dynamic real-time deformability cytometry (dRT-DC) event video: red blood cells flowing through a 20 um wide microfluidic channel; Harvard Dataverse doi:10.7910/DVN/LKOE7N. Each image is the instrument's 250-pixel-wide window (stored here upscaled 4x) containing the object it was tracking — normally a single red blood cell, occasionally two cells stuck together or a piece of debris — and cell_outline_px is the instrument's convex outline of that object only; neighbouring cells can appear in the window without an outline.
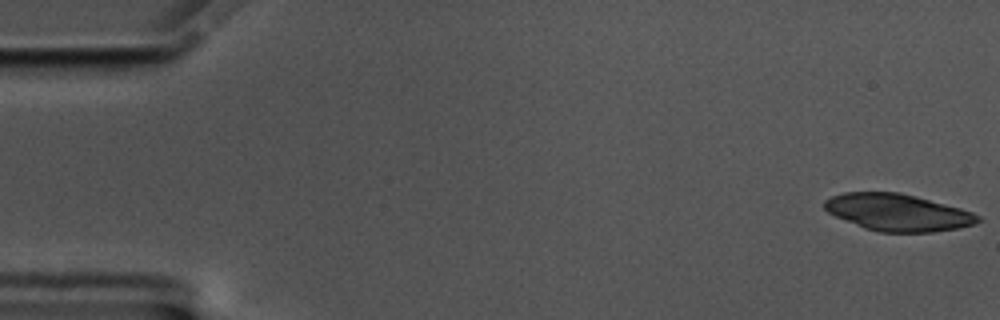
{"species": "common noctule bat (a hibernating species)", "species_latin": "Nyctalus noctula", "temperature_condition": "cold", "stored_images_in_passage": 56, "camera_frame_rate_fps": 3000, "um_per_image_px": 0.085, "animal": {"sex": "male", "body_mass_g": 17.5, "forearm_length_mm": 52.3}, "frame": {"image": 1, "passage_image": 1, "time_ms": 0.0, "image_size_px": [1000, 320], "cell_outline_px": [[980, 220], [972, 224], [960, 228], [932, 232], [880, 232], [864, 228], [836, 216], [828, 212], [824, 208], [824, 200], [832, 196], [844, 192], [900, 192], [916, 196], [960, 208], [972, 212], [980, 216]], "centroid_in_image_um": [76.3, 18.05], "position_along_channel_um": 8.7, "area_um2": 32.89}}
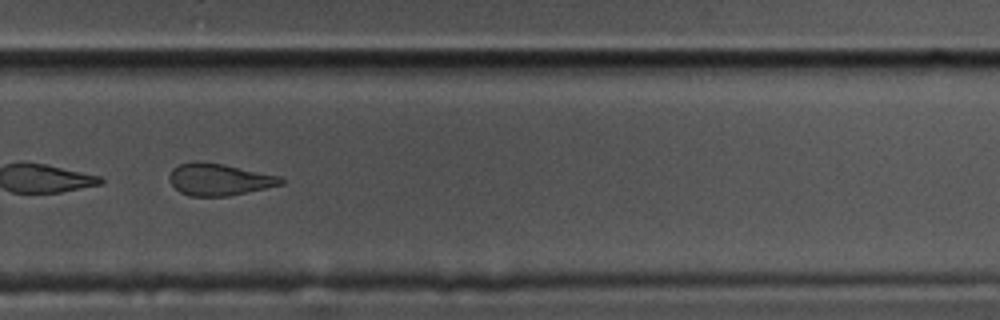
{"frame": {"image": 2, "passage_image": 39, "time_ms": 12.667, "image_size_px": [1000, 320], "cell_outline_px": [[288, 180], [284, 184], [228, 196], [188, 196], [180, 192], [168, 180], [168, 176], [172, 168], [180, 164], [192, 160], [200, 160], [224, 164], [280, 176]], "centroid_in_image_um": [18.62, 15.24], "position_along_channel_um": 311.2, "area_um2": 21.1}, "authors_computed_cell_mechanics": {"area_um2": 26.877, "velocity_mm_per_s": 3.4934, "shape_relaxation_time_tau1_ms": null, "shape_relaxation_time_tau2_ms": 3.569, "deformation_change_tau1": null, "deformation_change_tau2": 0.1107}}